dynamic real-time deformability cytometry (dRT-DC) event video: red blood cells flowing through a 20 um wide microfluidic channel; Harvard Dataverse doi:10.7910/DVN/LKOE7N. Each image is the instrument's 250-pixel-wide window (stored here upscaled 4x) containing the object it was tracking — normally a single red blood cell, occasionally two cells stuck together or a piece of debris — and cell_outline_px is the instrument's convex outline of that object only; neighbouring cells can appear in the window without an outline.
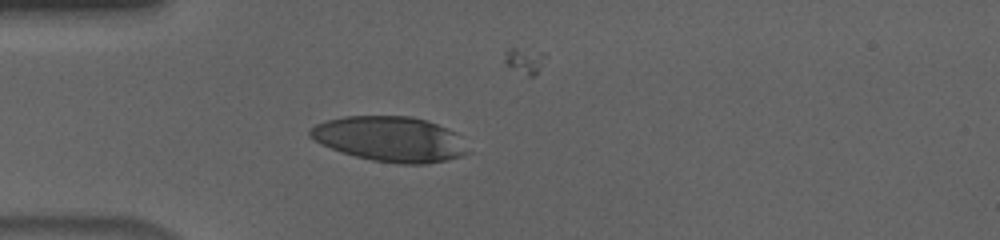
{"species": "human", "species_latin": "Homo sapiens", "temperature_condition": "cold", "stored_images_in_passage": 34, "camera_frame_rate_fps": 3000, "um_per_image_px": 0.085, "donor": {"sex": "male"}, "frame": {"image": 1, "passage_image": 6, "time_ms": 1.667, "image_size_px": [1000, 240], "cell_outline_px": [[472, 152], [448, 160], [424, 164], [396, 164], [372, 160], [356, 156], [320, 144], [308, 136], [308, 128], [316, 124], [328, 120], [344, 116], [412, 116], [428, 120], [448, 128], [456, 132]], "centroid_in_image_um": [33.18, 11.81], "position_along_channel_um": 51.8, "area_um2": 41.85}}
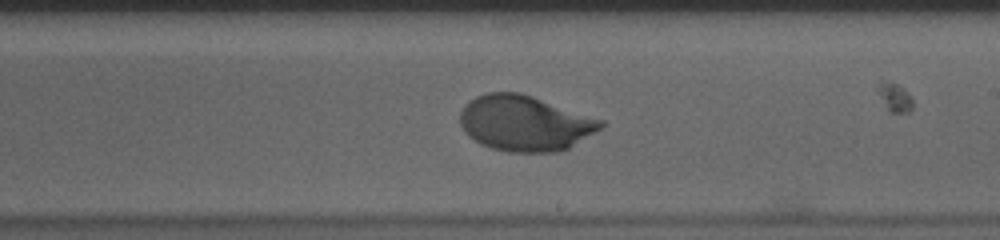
{"frame": {"image": 2, "passage_image": 23, "time_ms": 7.333, "image_size_px": [1000, 240], "cell_outline_px": [[608, 124], [568, 148], [560, 152], [508, 152], [492, 148], [480, 144], [468, 136], [464, 132], [460, 124], [460, 112], [464, 104], [468, 100], [476, 96], [488, 92], [520, 92], [604, 120]], "centroid_in_image_um": [44.59, 10.47], "position_along_channel_um": 244.4, "area_um2": 45.78}}
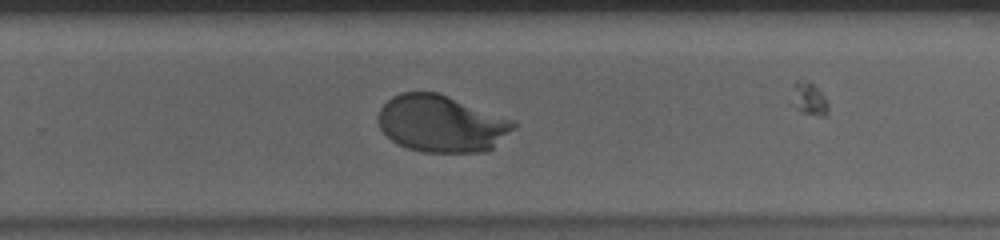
{"frame": {"image": 3, "passage_image": 27, "time_ms": 8.667, "image_size_px": [1000, 240], "cell_outline_px": [[516, 128], [492, 148], [484, 152], [424, 152], [408, 148], [396, 144], [380, 128], [376, 120], [376, 116], [380, 108], [392, 96], [400, 92], [440, 92], [516, 120]], "centroid_in_image_um": [37.53, 10.49], "position_along_channel_um": 292.3, "area_um2": 45.49}}